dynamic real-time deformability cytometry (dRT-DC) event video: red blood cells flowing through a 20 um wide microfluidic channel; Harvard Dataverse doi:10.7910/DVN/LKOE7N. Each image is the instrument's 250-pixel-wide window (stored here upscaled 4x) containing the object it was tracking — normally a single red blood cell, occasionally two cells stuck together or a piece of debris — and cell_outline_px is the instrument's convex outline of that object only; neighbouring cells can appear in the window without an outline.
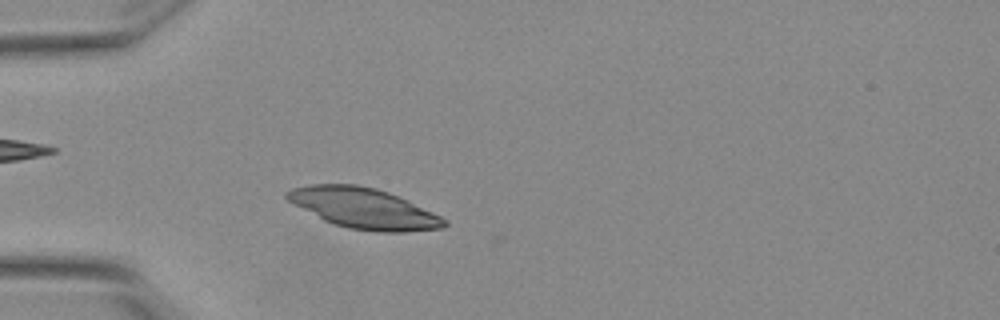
{"species": "Egyptian fruit bat (a non-hibernating species)", "species_latin": "Rousettus aegyptiacus", "temperature_condition": "warm", "stored_images_in_passage": 48, "camera_frame_rate_fps": 3000, "um_per_image_px": 0.085, "animal": {"sex": "female"}, "frame": {"image": 1, "passage_image": 10, "time_ms": 3.0, "image_size_px": [1000, 320], "cell_outline_px": [[448, 224], [444, 228], [404, 232], [376, 232], [348, 228], [332, 224], [292, 204], [284, 196], [284, 192], [292, 188], [312, 184], [356, 184], [376, 188], [388, 192], [432, 212], [448, 220]], "centroid_in_image_um": [30.89, 17.71], "position_along_channel_um": 54.1, "area_um2": 37.11}}
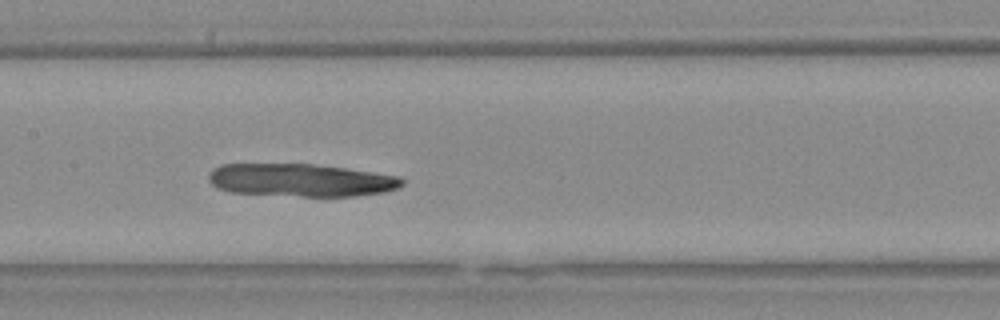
{"frame": {"image": 2, "passage_image": 21, "time_ms": 6.667, "image_size_px": [1000, 320], "cell_outline_px": [[404, 184], [396, 188], [384, 192], [356, 196], [300, 196], [232, 192], [220, 188], [212, 184], [208, 180], [208, 172], [212, 168], [220, 164], [312, 164], [344, 168], [400, 176], [404, 180]], "centroid_in_image_um": [25.56, 15.3], "position_along_channel_um": 181.8, "area_um2": 36.93}}
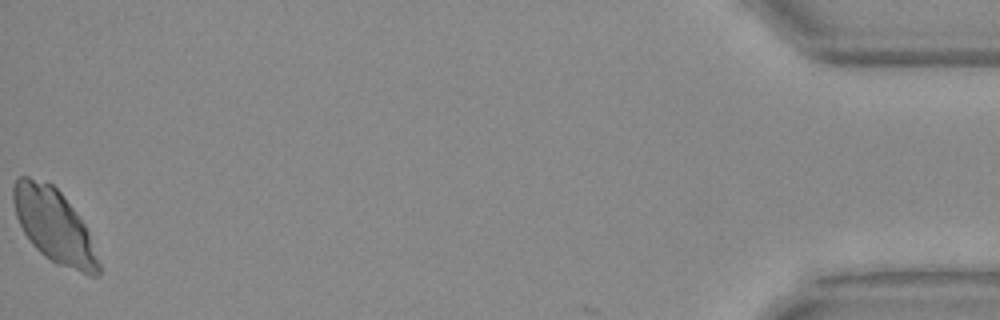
{"frame": {"image": 3, "passage_image": 48, "time_ms": 15.667, "image_size_px": [1000, 320], "cell_outline_px": [[100, 276], [88, 276], [56, 264], [44, 256], [32, 244], [24, 232], [16, 216], [12, 200], [12, 188], [16, 176], [28, 176], [52, 184], [60, 192], [84, 224], [88, 232], [100, 264]], "centroid_in_image_um": [4.57, 19.2], "position_along_channel_um": 430.6, "area_um2": 36.53}}